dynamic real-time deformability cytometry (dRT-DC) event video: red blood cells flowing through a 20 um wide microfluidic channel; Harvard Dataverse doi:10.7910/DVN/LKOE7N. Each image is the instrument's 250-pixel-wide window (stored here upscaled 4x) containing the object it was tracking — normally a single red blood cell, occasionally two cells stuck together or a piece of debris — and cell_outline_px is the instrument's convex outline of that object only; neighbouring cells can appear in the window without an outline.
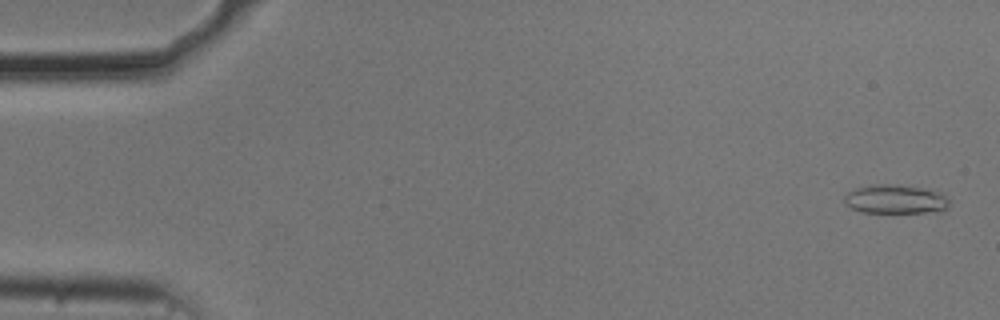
{"species": "common noctule bat (a hibernating species)", "species_latin": "Nyctalus noctula", "temperature_condition": "cold", "stored_images_in_passage": 54, "camera_frame_rate_fps": 3000, "um_per_image_px": 0.085, "animal": {"sex": "male", "body_mass_g": 20.5, "forearm_length_mm": 52.5}, "frame": {"image": 1, "passage_image": 2, "time_ms": 0.333, "image_size_px": [1000, 320], "cell_outline_px": [[948, 208], [924, 212], [860, 212], [844, 204], [844, 196], [848, 192], [856, 188], [876, 184], [900, 184], [924, 188], [944, 192], [948, 200]], "centroid_in_image_um": [76.1, 16.91], "position_along_channel_um": 8.9, "area_um2": 17.74}}
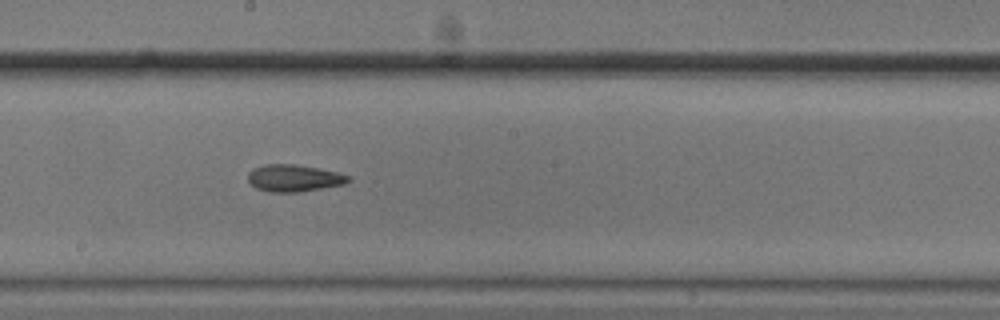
{"frame": {"image": 2, "passage_image": 30, "time_ms": 9.667, "image_size_px": [1000, 320], "cell_outline_px": [[352, 180], [344, 184], [296, 192], [268, 192], [256, 188], [248, 180], [248, 172], [252, 168], [264, 164], [296, 164], [320, 168], [352, 176]], "centroid_in_image_um": [24.98, 15.12], "position_along_channel_um": 223.2, "area_um2": 15.9}}
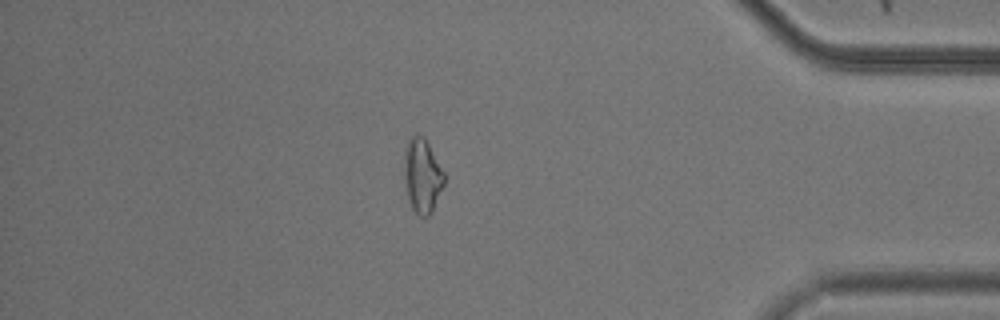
{"frame": {"image": 3, "passage_image": 47, "time_ms": 15.333, "image_size_px": [1000, 320], "cell_outline_px": [[444, 184], [432, 212], [428, 216], [420, 216], [412, 208], [408, 196], [404, 176], [404, 152], [408, 136], [424, 136], [444, 172]], "centroid_in_image_um": [35.89, 14.91], "position_along_channel_um": 399.3, "area_um2": 17.17}, "authors_computed_cell_mechanics": {"area_um2": 16.5019, "velocity_mm_per_s": 3.725, "shape_relaxation_time_tau1_ms": 5.9466, "shape_relaxation_time_tau2_ms": 6.7998, "deformation_change_tau1": 0.1287, "deformation_change_tau2": 0.1453}}